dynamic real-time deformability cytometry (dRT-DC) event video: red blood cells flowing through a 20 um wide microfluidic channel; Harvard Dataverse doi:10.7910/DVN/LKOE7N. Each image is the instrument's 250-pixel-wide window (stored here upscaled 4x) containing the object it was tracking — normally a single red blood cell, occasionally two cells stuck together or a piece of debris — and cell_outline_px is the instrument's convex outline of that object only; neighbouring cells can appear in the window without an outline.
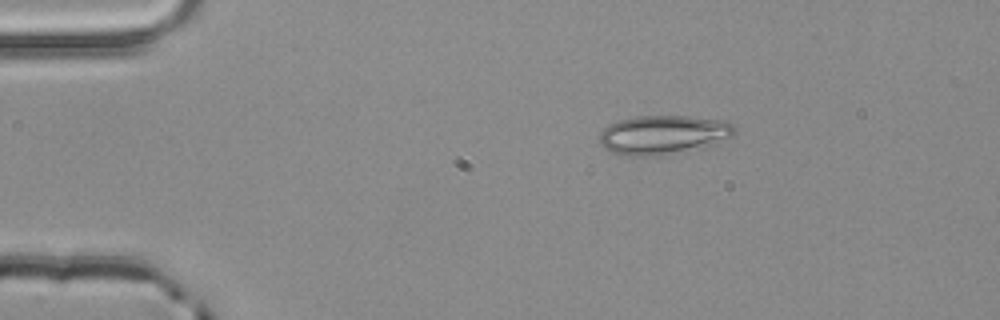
{"species": "common noctule bat (a hibernating species)", "species_latin": "Nyctalus noctula", "temperature_condition": "room temperature", "stored_images_in_passage": 1, "camera_frame_rate_fps": 3000, "um_per_image_px": 0.085, "animal": {"sex": "male", "body_mass_g": 20.4}, "frame": {"image": 1, "passage_image": 1, "time_ms": 0.0, "image_size_px": [1000, 320], "cell_outline_px": [[736, 132], [732, 136], [716, 148], [660, 156], [628, 156], [612, 152], [604, 148], [600, 144], [600, 132], [608, 124], [616, 120], [636, 116], [688, 116], [724, 120], [732, 124], [736, 128]], "centroid_in_image_um": [56.47, 11.49], "position_along_channel_um": 28.5, "area_um2": 32.08}}